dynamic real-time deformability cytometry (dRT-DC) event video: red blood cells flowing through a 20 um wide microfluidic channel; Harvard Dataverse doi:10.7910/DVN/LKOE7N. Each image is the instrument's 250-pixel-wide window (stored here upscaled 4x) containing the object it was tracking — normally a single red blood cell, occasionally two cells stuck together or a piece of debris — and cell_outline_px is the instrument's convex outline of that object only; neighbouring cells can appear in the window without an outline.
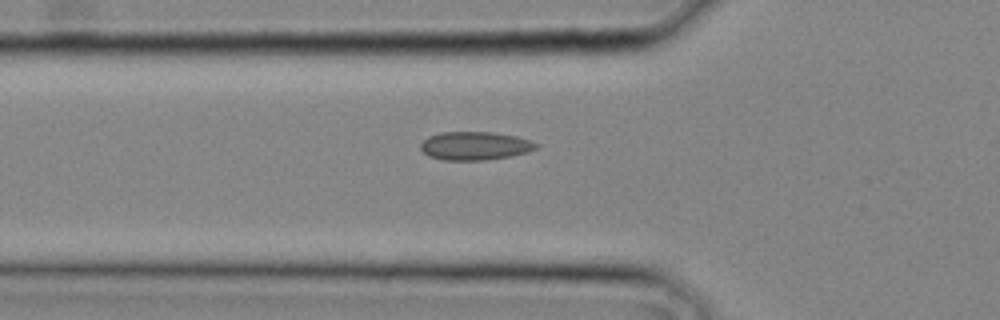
{"species": "common noctule bat (a hibernating species)", "species_latin": "Nyctalus noctula", "temperature_condition": "cold", "stored_images_in_passage": 18, "camera_frame_rate_fps": 3000, "um_per_image_px": 0.085, "animal": {"sex": "male", "body_mass_g": 20.4}, "frame": {"image": 1, "passage_image": 10, "time_ms": 3.0, "image_size_px": [1000, 320], "cell_outline_px": [[540, 144], [536, 148], [528, 152], [512, 156], [484, 160], [444, 160], [428, 156], [420, 148], [420, 144], [428, 136], [440, 132], [492, 132], [516, 136]], "centroid_in_image_um": [40.36, 12.39], "position_along_channel_um": 85.4, "area_um2": 19.13}}
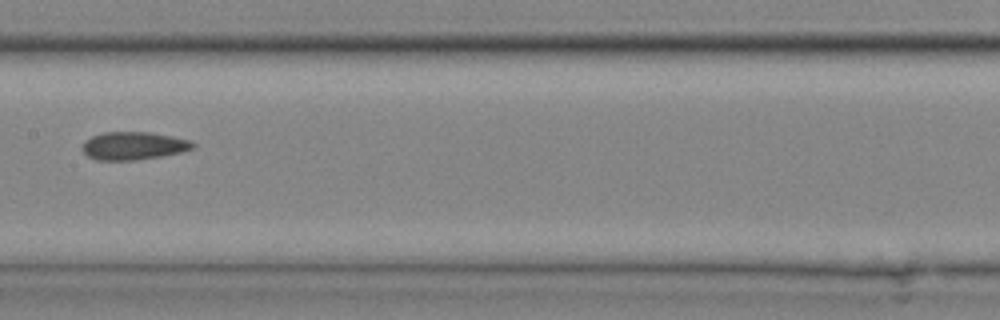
{"frame": {"image": 2, "passage_image": 15, "time_ms": 4.667, "image_size_px": [1000, 320], "cell_outline_px": [[196, 148], [180, 152], [160, 156], [136, 160], [96, 160], [88, 156], [80, 148], [84, 140], [92, 136], [104, 132], [148, 132], [172, 136], [188, 140], [196, 144]], "centroid_in_image_um": [11.32, 12.39], "position_along_channel_um": 196.1, "area_um2": 18.03}}
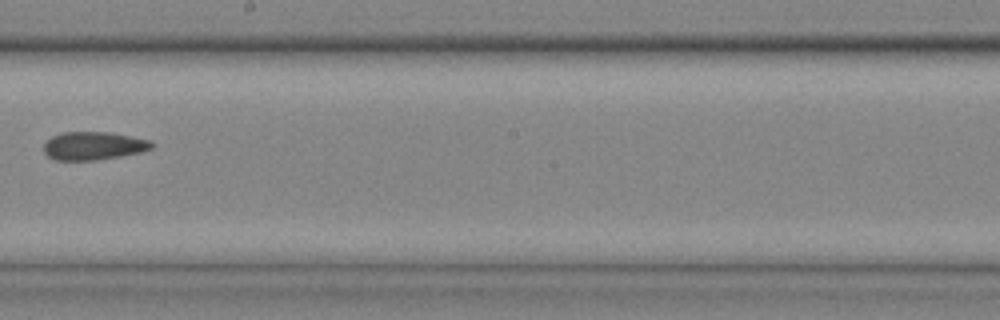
{"frame": {"image": 3, "passage_image": 17, "time_ms": 5.333, "image_size_px": [1000, 320], "cell_outline_px": [[156, 144], [152, 148], [140, 152], [120, 156], [96, 160], [52, 160], [44, 152], [44, 144], [52, 136], [64, 132], [108, 132], [148, 140]], "centroid_in_image_um": [7.92, 12.4], "position_along_channel_um": 240.3, "area_um2": 17.57}}